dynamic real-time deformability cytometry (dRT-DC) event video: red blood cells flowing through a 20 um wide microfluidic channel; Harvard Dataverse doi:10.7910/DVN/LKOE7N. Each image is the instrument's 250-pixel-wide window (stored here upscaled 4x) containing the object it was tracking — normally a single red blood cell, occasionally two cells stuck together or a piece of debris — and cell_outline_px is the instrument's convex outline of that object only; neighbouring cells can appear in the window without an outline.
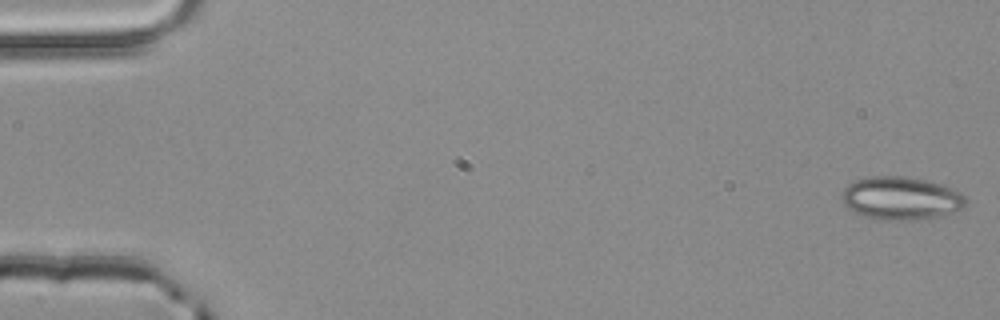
{"species": "common noctule bat (a hibernating species)", "species_latin": "Nyctalus noctula", "temperature_condition": "room temperature", "stored_images_in_passage": 4, "camera_frame_rate_fps": 3000, "um_per_image_px": 0.085, "animal": {"sex": "male", "body_mass_g": 20.4}, "frame": {"image": 1, "passage_image": 4, "time_ms": 1.0, "image_size_px": [1000, 320], "cell_outline_px": [[968, 204], [964, 208], [952, 212], [936, 216], [908, 220], [880, 220], [864, 216], [848, 208], [844, 204], [840, 196], [840, 192], [848, 184], [856, 180], [868, 176], [904, 176], [924, 180], [940, 184], [952, 188], [960, 192], [968, 200]], "centroid_in_image_um": [76.56, 16.84], "position_along_channel_um": 8.4, "area_um2": 31.15}}